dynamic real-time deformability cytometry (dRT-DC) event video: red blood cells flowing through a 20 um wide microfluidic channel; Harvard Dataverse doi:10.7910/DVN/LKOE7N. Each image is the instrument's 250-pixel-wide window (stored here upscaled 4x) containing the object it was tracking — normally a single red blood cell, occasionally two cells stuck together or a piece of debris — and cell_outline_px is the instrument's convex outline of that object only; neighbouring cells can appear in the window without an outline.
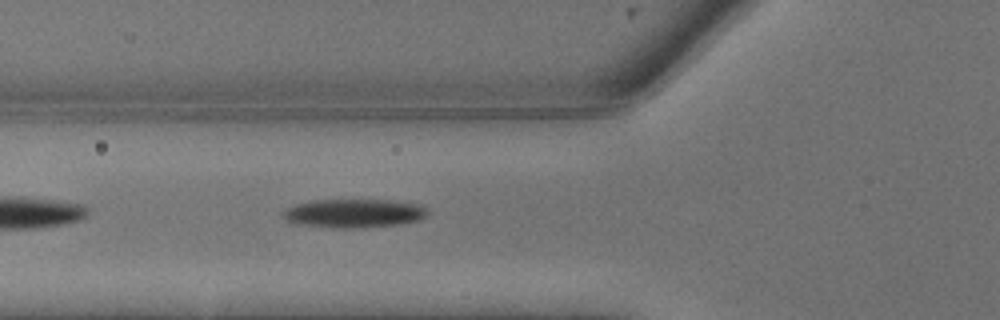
{"species": "common noctule bat (a hibernating species)", "species_latin": "Nyctalus noctula", "temperature_condition": "warm", "stored_images_in_passage": 3, "camera_frame_rate_fps": 3000, "um_per_image_px": 0.085, "animal": {"sex": "male", "body_mass_g": 13.3}, "frame": {"image": 1, "passage_image": 3, "time_ms": 0.667, "image_size_px": [1000, 320], "cell_outline_px": [[428, 216], [420, 220], [396, 224], [352, 228], [336, 228], [296, 224], [280, 216], [280, 212], [284, 208], [292, 204], [312, 200], [396, 200], [420, 204], [428, 208]], "centroid_in_image_um": [30.05, 18.11], "position_along_channel_um": 95.8, "area_um2": 24.57}}